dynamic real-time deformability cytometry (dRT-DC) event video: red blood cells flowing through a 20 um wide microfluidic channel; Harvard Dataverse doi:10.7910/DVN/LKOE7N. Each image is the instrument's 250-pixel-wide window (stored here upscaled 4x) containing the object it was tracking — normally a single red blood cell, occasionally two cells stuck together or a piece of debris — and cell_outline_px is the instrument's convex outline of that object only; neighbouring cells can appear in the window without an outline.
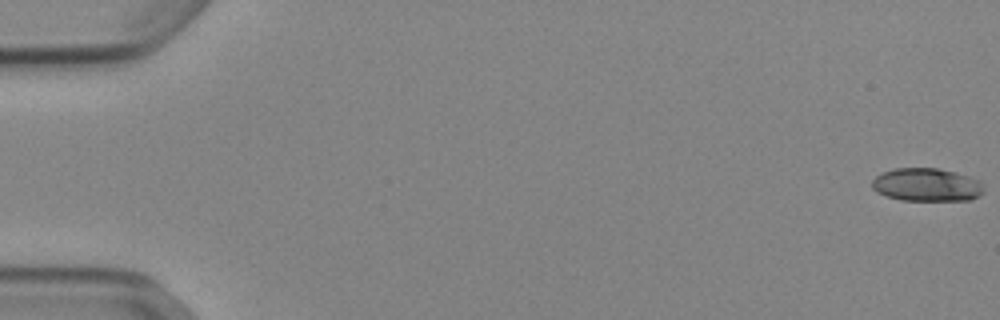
{"species": "Egyptian fruit bat (a non-hibernating species)", "species_latin": "Rousettus aegyptiacus", "temperature_condition": "cold", "stored_images_in_passage": 52, "camera_frame_rate_fps": 3000, "um_per_image_px": 0.085, "animal": {"sex": "female"}, "frame": {"image": 1, "passage_image": 1, "time_ms": 0.0, "image_size_px": [1000, 320], "cell_outline_px": [[984, 192], [980, 196], [972, 200], [900, 200], [876, 192], [872, 188], [872, 180], [876, 176], [884, 172], [896, 168], [936, 168], [956, 172], [980, 180]], "centroid_in_image_um": [78.79, 15.71], "position_along_channel_um": 6.2, "area_um2": 21.62}}
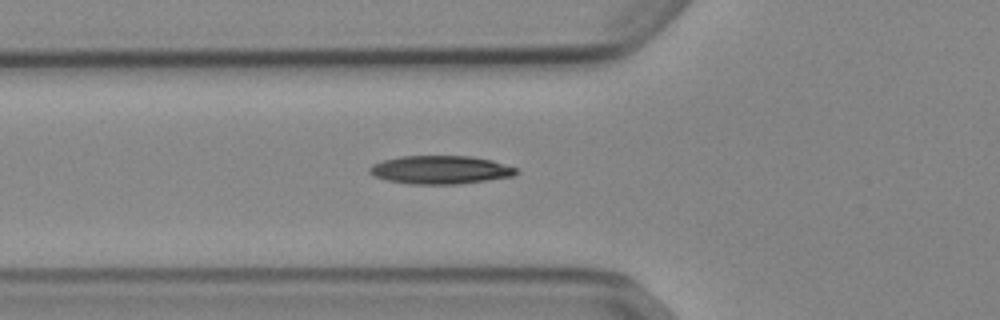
{"frame": {"image": 2, "passage_image": 20, "time_ms": 6.333, "image_size_px": [1000, 320], "cell_outline_px": [[520, 172], [512, 176], [488, 180], [456, 184], [412, 184], [388, 180], [376, 176], [368, 172], [368, 168], [372, 164], [384, 160], [400, 156], [472, 156], [492, 160], [516, 168]], "centroid_in_image_um": [37.44, 14.43], "position_along_channel_um": 88.4, "area_um2": 24.1}}
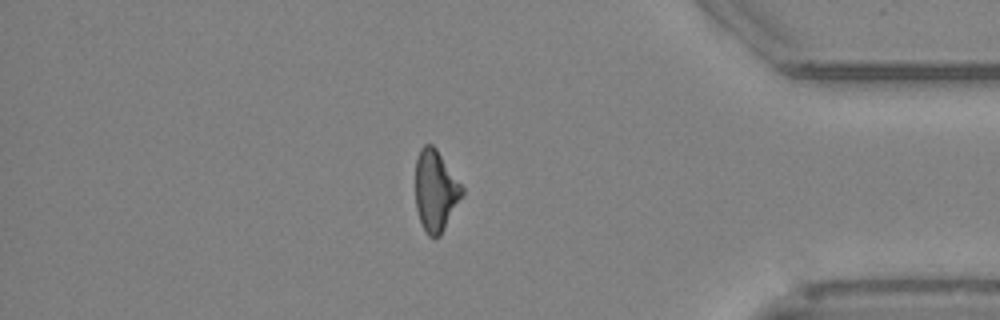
{"frame": {"image": 3, "passage_image": 46, "time_ms": 15.0, "image_size_px": [1000, 320], "cell_outline_px": [[464, 192], [440, 236], [428, 236], [420, 220], [416, 208], [416, 156], [420, 148], [424, 144], [432, 144], [436, 148], [464, 188]], "centroid_in_image_um": [37.01, 16.17], "position_along_channel_um": 398.2, "area_um2": 21.79}}